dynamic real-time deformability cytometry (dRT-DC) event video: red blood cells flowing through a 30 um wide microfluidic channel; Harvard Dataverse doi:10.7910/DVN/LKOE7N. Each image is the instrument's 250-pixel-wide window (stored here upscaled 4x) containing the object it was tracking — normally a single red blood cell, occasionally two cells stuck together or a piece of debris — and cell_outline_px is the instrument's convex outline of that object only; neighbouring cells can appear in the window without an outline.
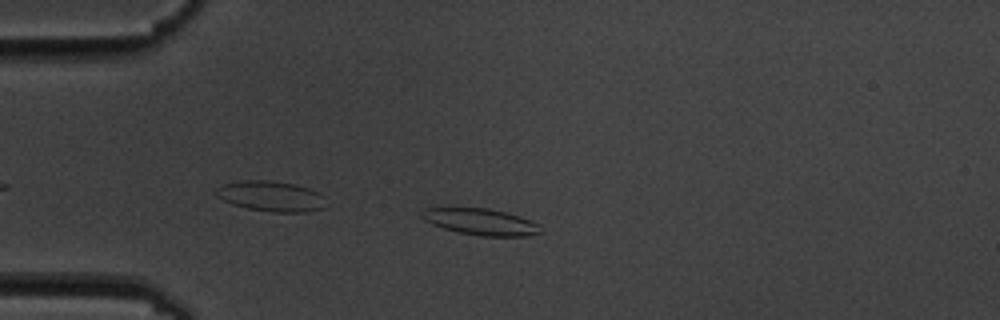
{"species": "common noctule bat (a hibernating species)", "species_latin": "Nyctalus noctula", "temperature_condition": "cold", "stored_images_in_passage": 7, "camera_frame_rate_fps": 3000, "um_per_image_px": 0.085, "animal": {"sex": "male", "body_mass_g": 19.5, "forearm_length_mm": 54.6}, "frame": {"image": 1, "passage_image": 4, "time_ms": 4.333, "image_size_px": [1000, 320], "cell_outline_px": [[544, 232], [528, 236], [480, 236], [456, 232], [432, 224], [424, 220], [420, 216], [420, 212], [424, 208], [488, 208], [504, 212], [540, 224]], "centroid_in_image_um": [40.86, 18.86], "position_along_channel_um": 44.1, "area_um2": 18.32}}
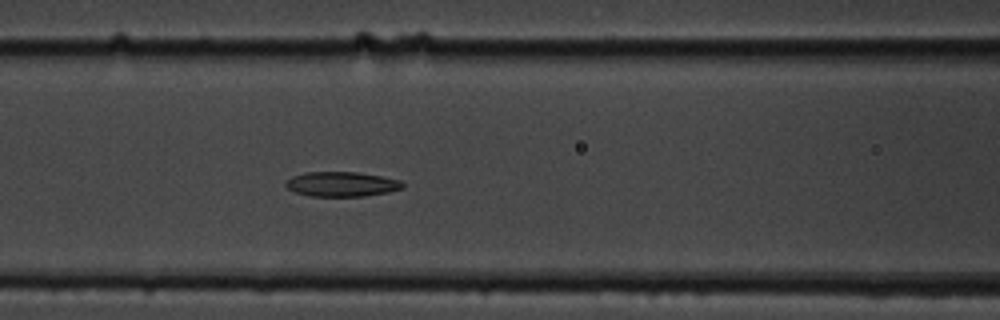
{"frame": {"image": 2, "passage_image": 7, "time_ms": 7.667, "image_size_px": [1000, 320], "cell_outline_px": [[404, 188], [388, 192], [364, 196], [312, 196], [296, 192], [288, 188], [284, 184], [292, 176], [304, 172], [356, 172], [380, 176], [400, 180], [404, 184]], "centroid_in_image_um": [29.05, 15.65], "position_along_channel_um": 137.5, "area_um2": 16.76}}